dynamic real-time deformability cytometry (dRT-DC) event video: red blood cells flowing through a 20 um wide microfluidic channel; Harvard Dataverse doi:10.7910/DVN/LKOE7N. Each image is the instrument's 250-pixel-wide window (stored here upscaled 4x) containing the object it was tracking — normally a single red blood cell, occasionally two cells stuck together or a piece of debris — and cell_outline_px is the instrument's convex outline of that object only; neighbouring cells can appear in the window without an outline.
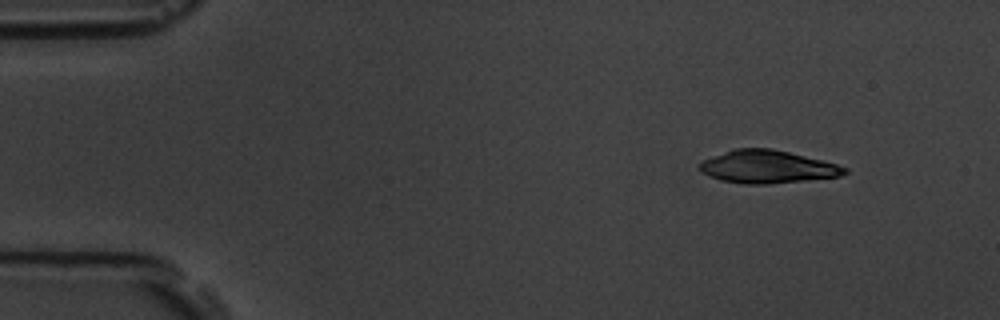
{"species": "common noctule bat (a hibernating species)", "species_latin": "Nyctalus noctula", "temperature_condition": "room temperature", "stored_images_in_passage": 5, "camera_frame_rate_fps": 3000, "um_per_image_px": 0.085, "animal": {"sex": "male", "body_mass_g": 19.5, "forearm_length_mm": 54.6}, "frame": {"image": 1, "passage_image": 1, "time_ms": 0.0, "image_size_px": [1000, 320], "cell_outline_px": [[848, 172], [840, 176], [768, 184], [744, 184], [720, 180], [704, 172], [700, 168], [700, 160], [732, 148], [772, 148], [824, 160], [848, 168]], "centroid_in_image_um": [65.22, 14.16], "position_along_channel_um": 19.8, "area_um2": 27.74}}